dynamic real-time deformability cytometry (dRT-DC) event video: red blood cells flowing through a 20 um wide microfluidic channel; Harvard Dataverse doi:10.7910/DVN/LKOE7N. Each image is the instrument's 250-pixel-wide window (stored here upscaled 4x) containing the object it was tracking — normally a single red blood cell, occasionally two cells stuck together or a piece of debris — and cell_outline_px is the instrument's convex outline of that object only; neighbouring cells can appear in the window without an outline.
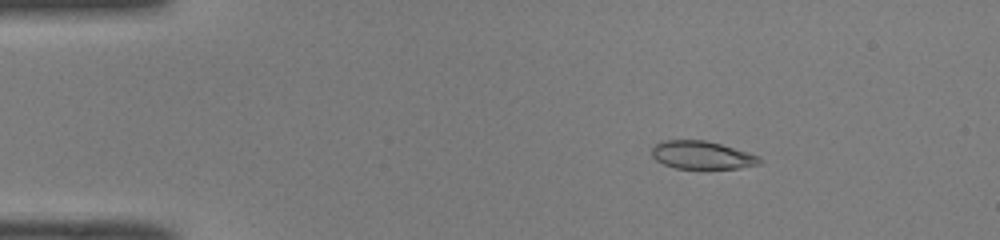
{"species": "common noctule bat (a hibernating species)", "species_latin": "Nyctalus noctula", "temperature_condition": "room temperature", "stored_images_in_passage": 50, "camera_frame_rate_fps": 3000, "um_per_image_px": 0.085, "animal": {"sex": "male", "body_mass_g": 19.0, "forearm_length_mm": 50.8}, "frame": {"image": 1, "passage_image": 8, "time_ms": 2.333, "image_size_px": [1000, 240], "cell_outline_px": [[764, 160], [760, 164], [740, 168], [676, 168], [664, 164], [656, 160], [652, 156], [652, 148], [660, 140], [704, 140], [720, 144], [748, 152], [760, 156]], "centroid_in_image_um": [59.68, 13.18], "position_along_channel_um": 25.3, "area_um2": 17.57}}
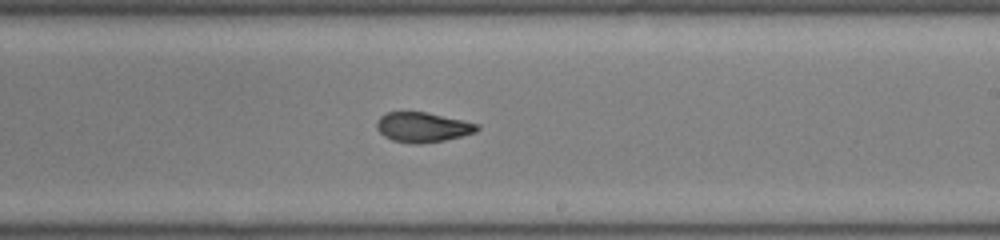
{"frame": {"image": 2, "passage_image": 30, "time_ms": 9.667, "image_size_px": [1000, 240], "cell_outline_px": [[480, 128], [476, 132], [444, 140], [420, 144], [412, 144], [392, 140], [384, 136], [376, 128], [376, 124], [380, 116], [388, 112], [424, 112], [480, 124]], "centroid_in_image_um": [35.91, 10.82], "position_along_channel_um": 253.1, "area_um2": 17.34}}
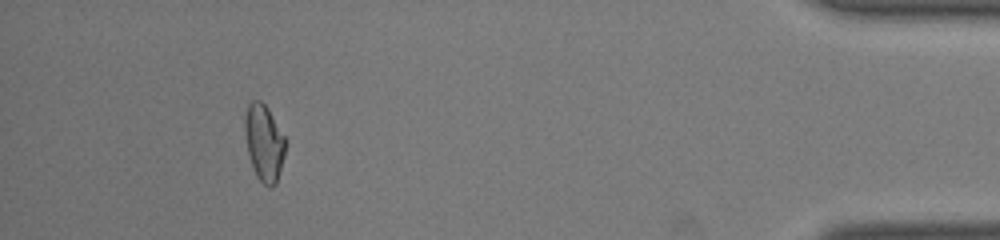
{"frame": {"image": 3, "passage_image": 46, "time_ms": 15.0, "image_size_px": [1000, 240], "cell_outline_px": [[284, 156], [276, 184], [272, 188], [268, 188], [256, 176], [248, 152], [244, 132], [244, 116], [248, 104], [252, 100], [260, 100], [268, 108], [284, 136]], "centroid_in_image_um": [22.42, 12.12], "position_along_channel_um": 412.8, "area_um2": 17.98}, "authors_computed_cell_mechanics": {"area_um2": 17.9758, "velocity_mm_per_s": 4.0995, "shape_relaxation_time_tau1_ms": null, "shape_relaxation_time_tau2_ms": 1.4961, "deformation_change_tau1": null, "deformation_change_tau2": 0.0702}}